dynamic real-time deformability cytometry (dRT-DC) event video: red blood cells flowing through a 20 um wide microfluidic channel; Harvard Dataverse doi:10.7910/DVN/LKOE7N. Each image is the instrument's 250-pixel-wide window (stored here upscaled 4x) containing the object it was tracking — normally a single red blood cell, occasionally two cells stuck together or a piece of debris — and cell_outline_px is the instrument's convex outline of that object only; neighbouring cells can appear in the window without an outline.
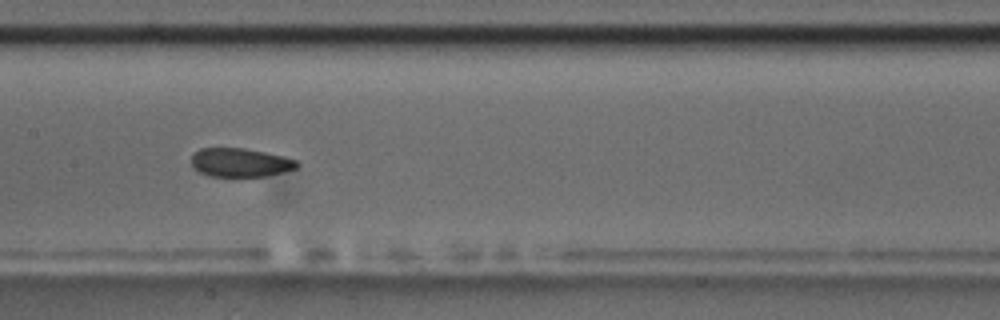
{"species": "common noctule bat (a hibernating species)", "species_latin": "Nyctalus noctula", "temperature_condition": "room temperature", "stored_images_in_passage": 10, "camera_frame_rate_fps": 3000, "um_per_image_px": 0.085, "animal": {"sex": "male", "body_mass_g": 17.5, "forearm_length_mm": 52.3}, "frame": {"image": 1, "passage_image": 9, "time_ms": 9.0, "image_size_px": [1000, 320], "cell_outline_px": [[300, 164], [296, 168], [264, 176], [208, 176], [192, 168], [192, 156], [200, 148], [244, 148], [264, 152], [296, 160]], "centroid_in_image_um": [20.38, 13.81], "position_along_channel_um": 187.0, "area_um2": 17.4}}
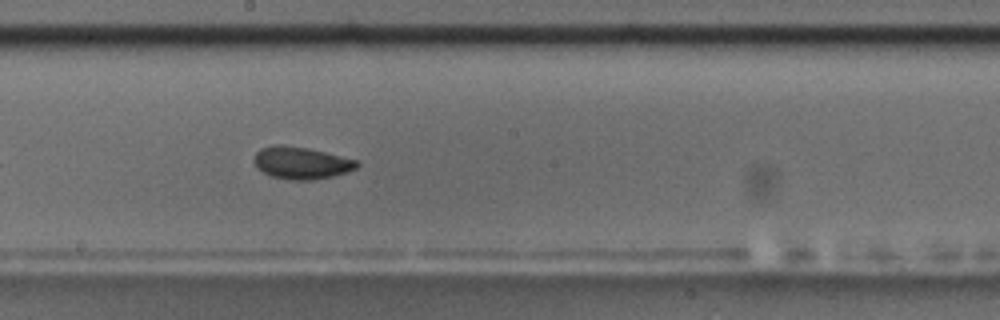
{"frame": {"image": 2, "passage_image": 10, "time_ms": 10.0, "image_size_px": [1000, 320], "cell_outline_px": [[360, 164], [356, 168], [348, 172], [332, 176], [312, 180], [288, 180], [272, 176], [256, 168], [252, 160], [256, 152], [260, 148], [272, 144], [280, 144], [308, 148], [356, 160]], "centroid_in_image_um": [25.55, 13.84], "position_along_channel_um": 222.6, "area_um2": 19.42}}